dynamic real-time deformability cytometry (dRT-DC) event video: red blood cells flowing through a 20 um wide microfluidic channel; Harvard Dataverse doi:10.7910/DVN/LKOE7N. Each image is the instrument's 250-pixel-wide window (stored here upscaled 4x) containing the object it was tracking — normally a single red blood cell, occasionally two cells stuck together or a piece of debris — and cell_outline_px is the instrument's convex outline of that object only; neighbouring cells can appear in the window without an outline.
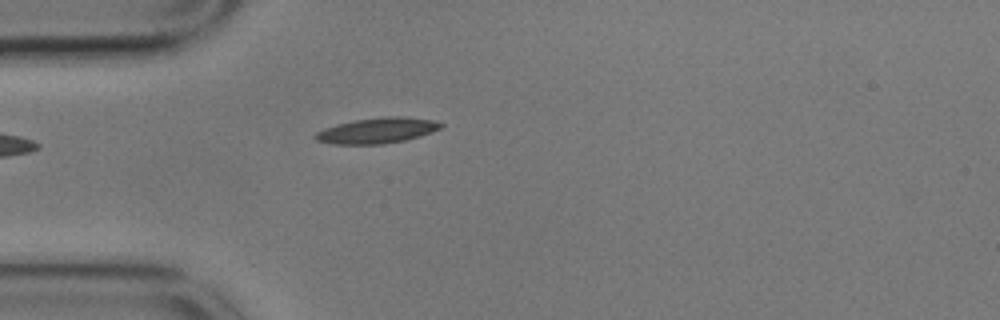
{"species": "common noctule bat (a hibernating species)", "species_latin": "Nyctalus noctula", "temperature_condition": "cold", "stored_images_in_passage": 42, "camera_frame_rate_fps": 3000, "um_per_image_px": 0.085, "animal": {"sex": "male", "body_mass_g": 17.9}, "frame": {"image": 1, "passage_image": 1, "time_ms": 0.0, "image_size_px": [1000, 320], "cell_outline_px": [[444, 124], [440, 128], [432, 132], [420, 136], [404, 140], [384, 144], [332, 144], [316, 140], [312, 136], [316, 132], [324, 128], [336, 124], [356, 120], [380, 116], [400, 116], [432, 120]], "centroid_in_image_um": [32.02, 11.09], "position_along_channel_um": 53.0, "area_um2": 18.73}}
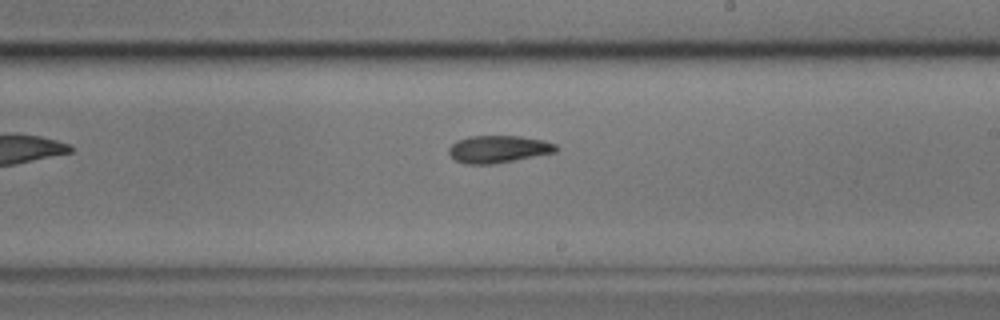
{"frame": {"image": 2, "passage_image": 18, "time_ms": 5.667, "image_size_px": [1000, 320], "cell_outline_px": [[560, 148], [556, 152], [496, 164], [464, 164], [456, 160], [448, 152], [448, 148], [456, 140], [468, 136], [520, 136], [544, 140], [556, 144]], "centroid_in_image_um": [42.37, 12.67], "position_along_channel_um": 246.6, "area_um2": 17.28}}
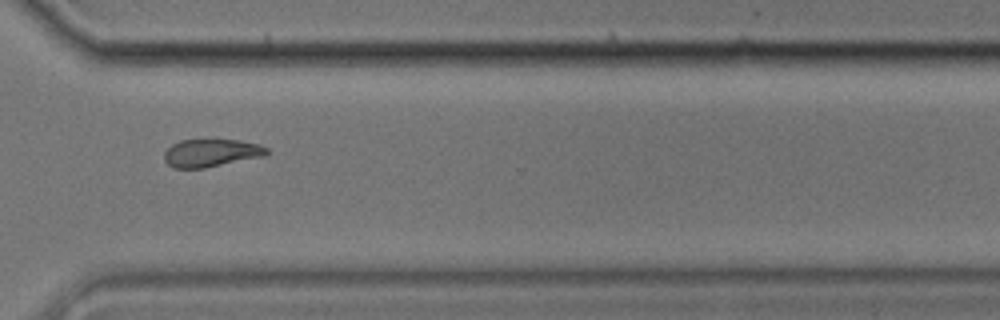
{"frame": {"image": 3, "passage_image": 27, "time_ms": 8.667, "image_size_px": [1000, 320], "cell_outline_px": [[268, 152], [264, 156], [204, 168], [172, 168], [164, 160], [164, 152], [172, 144], [180, 140], [240, 140], [260, 144], [268, 148]], "centroid_in_image_um": [17.94, 13.0], "position_along_channel_um": 352.7, "area_um2": 16.59}, "authors_computed_cell_mechanics": {"area_um2": 17.629, "velocity_mm_per_s": 3.5364, "shape_relaxation_time_tau1_ms": 6.8934, "shape_relaxation_time_tau2_ms": 8.5682, "deformation_change_tau1": 0.1479, "deformation_change_tau2": 0.1341}}